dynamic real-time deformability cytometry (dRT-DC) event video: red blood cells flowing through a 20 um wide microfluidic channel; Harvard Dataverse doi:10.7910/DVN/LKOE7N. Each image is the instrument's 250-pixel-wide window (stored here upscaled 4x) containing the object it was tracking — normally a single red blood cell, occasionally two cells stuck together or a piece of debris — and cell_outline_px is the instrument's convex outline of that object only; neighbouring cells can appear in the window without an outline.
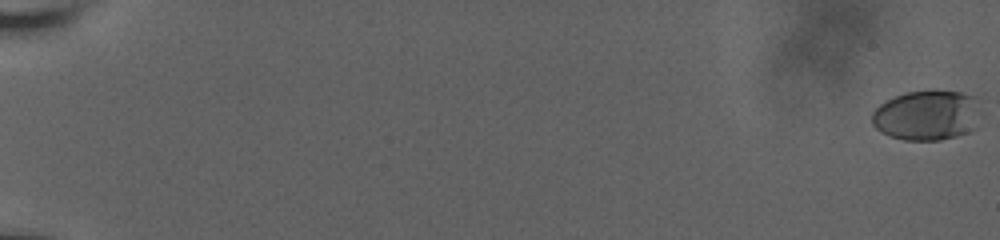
{"species": "human", "species_latin": "Homo sapiens", "temperature_condition": "room temperature", "stored_images_in_passage": 15, "camera_frame_rate_fps": 3000, "um_per_image_px": 0.085, "donor": {"sex": "male"}, "frame": {"image": 1, "passage_image": 1, "time_ms": 0.0, "image_size_px": [1000, 240], "cell_outline_px": [[976, 128], [968, 132], [956, 136], [940, 140], [904, 140], [888, 136], [880, 132], [872, 124], [872, 112], [880, 104], [896, 96], [908, 92], [932, 88], [960, 92], [976, 96]], "centroid_in_image_um": [78.75, 9.78], "position_along_channel_um": 6.2, "area_um2": 31.96}}